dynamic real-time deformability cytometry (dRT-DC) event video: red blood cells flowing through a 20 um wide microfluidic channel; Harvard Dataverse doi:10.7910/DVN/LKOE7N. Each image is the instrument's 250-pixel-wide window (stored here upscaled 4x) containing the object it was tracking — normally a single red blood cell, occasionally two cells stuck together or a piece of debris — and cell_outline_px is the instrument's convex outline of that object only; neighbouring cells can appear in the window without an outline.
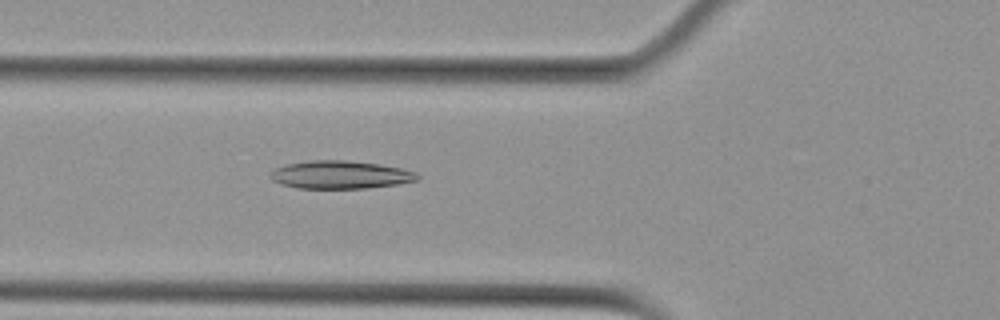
{"species": "Egyptian fruit bat (a non-hibernating species)", "species_latin": "Rousettus aegyptiacus", "temperature_condition": "cold", "stored_images_in_passage": 40, "camera_frame_rate_fps": 3000, "um_per_image_px": 0.085, "animal": {"sex": "female"}, "frame": {"image": 1, "passage_image": 6, "time_ms": 1.667, "image_size_px": [1000, 320], "cell_outline_px": [[420, 176], [416, 180], [396, 184], [364, 188], [296, 188], [280, 184], [272, 180], [272, 168], [288, 164], [308, 160], [348, 160], [380, 164], [400, 168], [416, 172]], "centroid_in_image_um": [28.9, 14.84], "position_along_channel_um": 96.9, "area_um2": 23.87}}
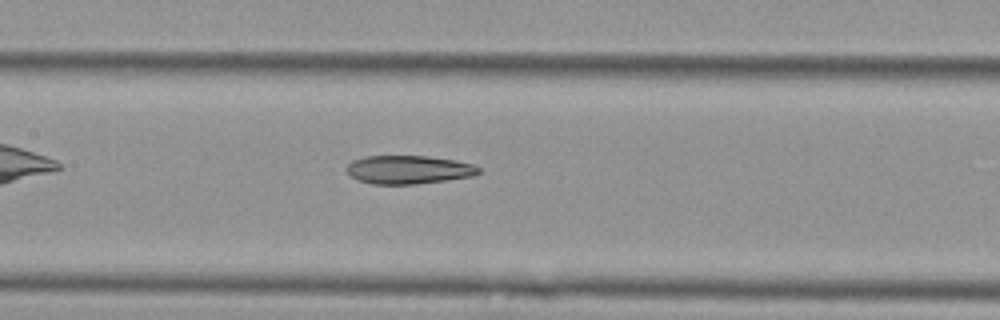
{"frame": {"image": 2, "passage_image": 12, "time_ms": 3.667, "image_size_px": [1000, 320], "cell_outline_px": [[480, 172], [472, 176], [416, 184], [372, 184], [356, 180], [344, 168], [352, 160], [368, 156], [428, 156], [456, 160], [472, 164], [480, 168]], "centroid_in_image_um": [34.7, 14.42], "position_along_channel_um": 172.7, "area_um2": 21.85}}
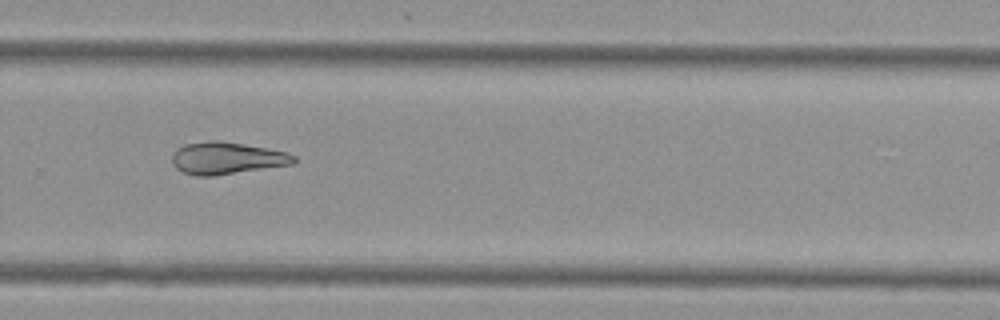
{"frame": {"image": 3, "passage_image": 23, "time_ms": 7.333, "image_size_px": [1000, 320], "cell_outline_px": [[296, 160], [292, 164], [212, 176], [196, 176], [184, 172], [176, 168], [172, 164], [172, 152], [176, 148], [184, 144], [208, 140], [220, 140], [268, 148], [284, 152], [296, 156]], "centroid_in_image_um": [19.22, 13.43], "position_along_channel_um": 310.6, "area_um2": 22.83}, "authors_computed_cell_mechanics": {"area_um2": 23.2356, "velocity_mm_per_s": 3.7674, "shape_relaxation_time_tau1_ms": 6.3588, "shape_relaxation_time_tau2_ms": null, "deformation_change_tau1": 0.1736, "deformation_change_tau2": null}}